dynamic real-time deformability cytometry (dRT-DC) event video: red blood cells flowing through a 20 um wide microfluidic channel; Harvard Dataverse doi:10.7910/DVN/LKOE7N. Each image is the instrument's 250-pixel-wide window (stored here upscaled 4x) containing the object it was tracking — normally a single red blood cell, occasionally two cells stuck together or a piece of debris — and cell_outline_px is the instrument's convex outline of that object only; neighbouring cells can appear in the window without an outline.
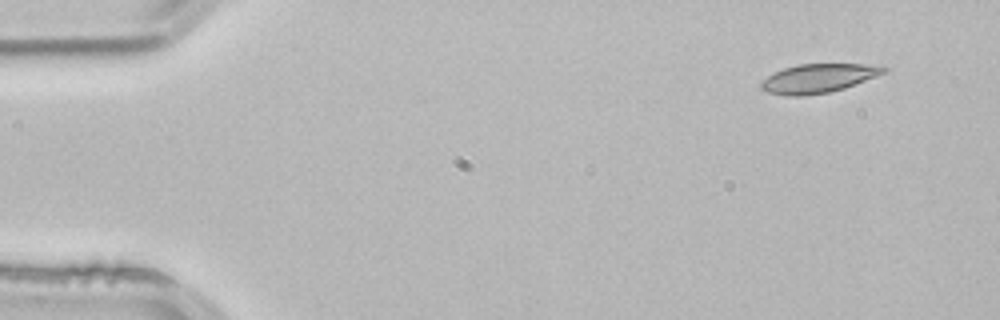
{"species": "common noctule bat (a hibernating species)", "species_latin": "Nyctalus noctula", "temperature_condition": "room temperature", "stored_images_in_passage": 3, "camera_frame_rate_fps": 3000, "um_per_image_px": 0.085, "animal": {"sex": "male", "body_mass_g": 21.5, "forearm_length_mm": 52.0}, "frame": {"image": 1, "passage_image": 1, "time_ms": 0.0, "image_size_px": [1000, 320], "cell_outline_px": [[888, 72], [844, 88], [828, 92], [804, 96], [784, 96], [768, 92], [760, 88], [760, 84], [768, 76], [784, 68], [800, 64], [864, 64], [888, 68]], "centroid_in_image_um": [69.55, 6.66], "position_along_channel_um": 15.4, "area_um2": 20.46}}
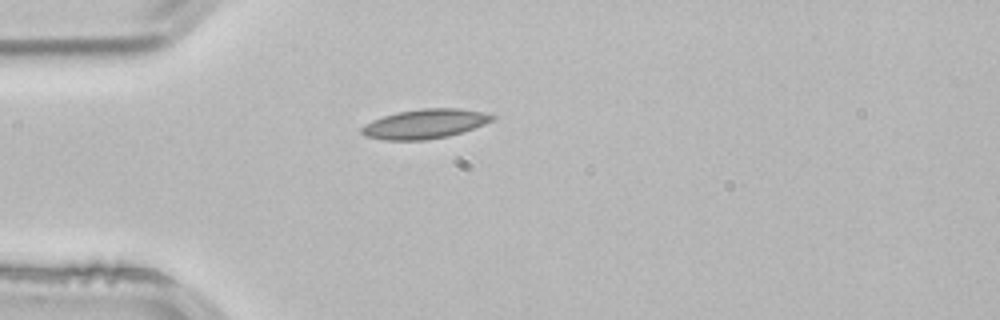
{"frame": {"image": 2, "passage_image": 3, "time_ms": 0.667, "image_size_px": [1000, 320], "cell_outline_px": [[496, 116], [492, 120], [484, 124], [448, 136], [424, 140], [384, 140], [364, 136], [360, 132], [360, 128], [364, 124], [372, 120], [396, 112], [420, 108], [460, 108], [484, 112]], "centroid_in_image_um": [36.07, 10.52], "position_along_channel_um": 48.9, "area_um2": 22.43}}